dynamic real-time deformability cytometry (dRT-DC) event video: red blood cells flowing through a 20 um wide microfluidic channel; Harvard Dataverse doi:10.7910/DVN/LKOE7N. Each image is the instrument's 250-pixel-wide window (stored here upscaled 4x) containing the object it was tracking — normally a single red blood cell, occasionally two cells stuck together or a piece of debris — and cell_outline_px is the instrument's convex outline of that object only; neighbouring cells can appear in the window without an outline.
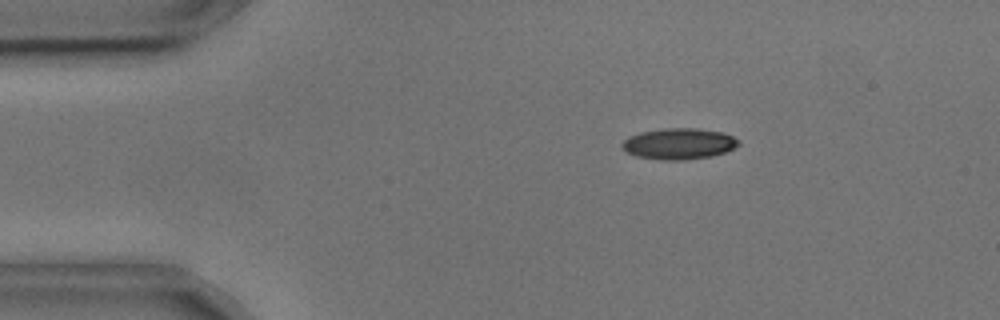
{"species": "common noctule bat (a hibernating species)", "species_latin": "Nyctalus noctula", "temperature_condition": "cold", "stored_images_in_passage": 52, "camera_frame_rate_fps": 3000, "um_per_image_px": 0.085, "animal": {"sex": "male", "body_mass_g": 17.9, "forearm_length_mm": 54.2}, "frame": {"image": 1, "passage_image": 6, "time_ms": 1.667, "image_size_px": [1000, 320], "cell_outline_px": [[740, 144], [724, 152], [712, 156], [684, 160], [660, 160], [636, 156], [620, 148], [620, 144], [628, 136], [640, 132], [664, 128], [696, 128], [720, 132], [732, 136], [740, 140]], "centroid_in_image_um": [57.66, 12.22], "position_along_channel_um": 27.3, "area_um2": 21.15}}
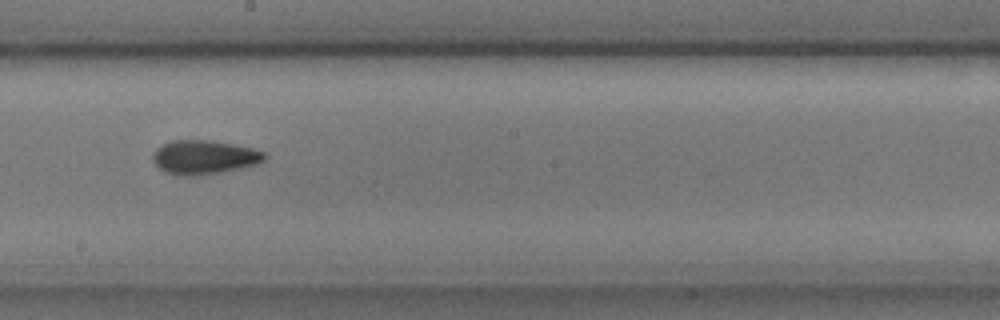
{"frame": {"image": 2, "passage_image": 27, "time_ms": 8.667, "image_size_px": [1000, 320], "cell_outline_px": [[268, 156], [264, 160], [256, 164], [240, 168], [220, 172], [196, 176], [176, 176], [164, 172], [152, 160], [152, 152], [156, 148], [172, 140], [212, 140], [252, 148], [264, 152]], "centroid_in_image_um": [17.32, 13.37], "position_along_channel_um": 230.9, "area_um2": 22.25}}
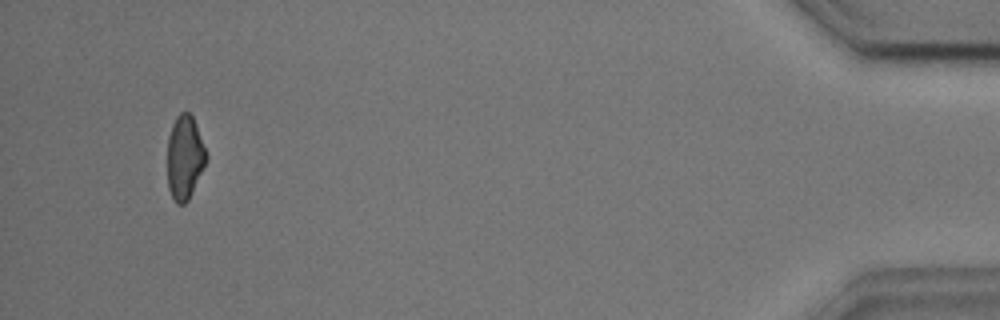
{"frame": {"image": 3, "passage_image": 49, "time_ms": 16.0, "image_size_px": [1000, 320], "cell_outline_px": [[208, 156], [192, 192], [188, 200], [184, 204], [176, 204], [168, 188], [168, 136], [172, 124], [176, 116], [180, 112], [188, 112], [192, 116], [196, 124], [208, 152]], "centroid_in_image_um": [15.7, 13.35], "position_along_channel_um": 419.5, "area_um2": 19.02}, "authors_computed_cell_mechanics": {"area_um2": 20.6057, "velocity_mm_per_s": 3.6385, "shape_relaxation_time_tau1_ms": 4.3768, "shape_relaxation_time_tau2_ms": 3.0842, "deformation_change_tau1": 0.1215, "deformation_change_tau2": 0.1047}}